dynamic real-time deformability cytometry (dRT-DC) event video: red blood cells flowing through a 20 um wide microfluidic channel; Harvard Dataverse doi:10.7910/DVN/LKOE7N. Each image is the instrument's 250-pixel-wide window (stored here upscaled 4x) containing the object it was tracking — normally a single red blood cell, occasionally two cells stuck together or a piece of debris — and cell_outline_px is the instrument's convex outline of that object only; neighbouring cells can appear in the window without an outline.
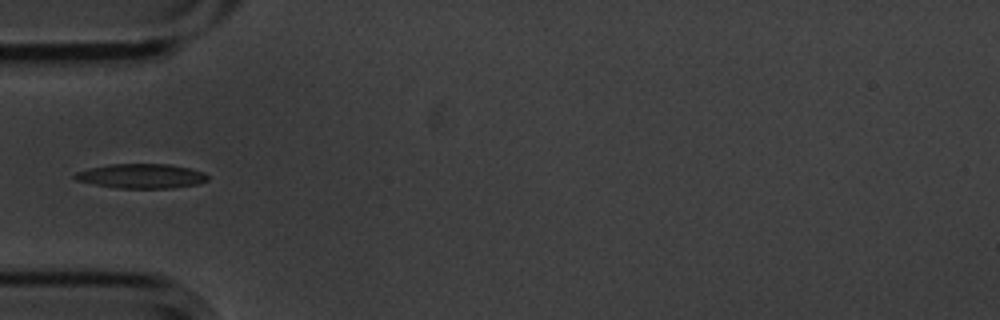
{"species": "common noctule bat (a hibernating species)", "species_latin": "Nyctalus noctula", "temperature_condition": "cold", "stored_images_in_passage": 5, "camera_frame_rate_fps": 3000, "um_per_image_px": 0.085, "animal": {"sex": "male", "body_mass_g": 20.1, "forearm_length_mm": 53.5}, "frame": {"image": 1, "passage_image": 5, "time_ms": 1.333, "image_size_px": [1000, 320], "cell_outline_px": [[208, 180], [196, 184], [172, 188], [116, 188], [92, 184], [76, 180], [72, 176], [76, 172], [88, 168], [108, 164], [168, 164], [188, 168], [204, 172], [208, 176]], "centroid_in_image_um": [11.97, 14.96], "position_along_channel_um": 73.0, "area_um2": 19.02}}